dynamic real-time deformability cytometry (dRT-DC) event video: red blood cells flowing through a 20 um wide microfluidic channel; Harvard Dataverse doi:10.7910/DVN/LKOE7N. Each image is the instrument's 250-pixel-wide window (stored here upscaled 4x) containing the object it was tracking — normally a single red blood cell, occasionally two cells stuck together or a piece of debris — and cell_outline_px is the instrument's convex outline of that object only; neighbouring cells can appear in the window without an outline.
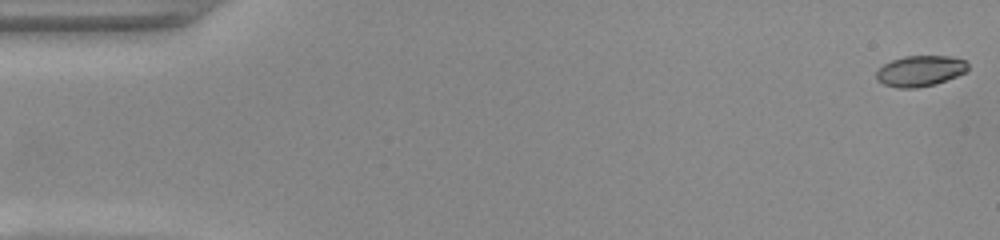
{"species": "common noctule bat (a hibernating species)", "species_latin": "Nyctalus noctula", "temperature_condition": "warm", "stored_images_in_passage": 50, "camera_frame_rate_fps": 3000, "um_per_image_px": 0.085, "animal": {"sex": "female", "body_mass_g": 22.0, "forearm_length_mm": 56.7}, "frame": {"image": 1, "passage_image": 1, "time_ms": 0.0, "image_size_px": [1000, 240], "cell_outline_px": [[968, 72], [936, 84], [916, 88], [896, 88], [884, 84], [876, 80], [876, 72], [884, 64], [892, 60], [904, 56], [948, 56], [964, 60], [968, 64]], "centroid_in_image_um": [78.22, 6.04], "position_along_channel_um": 6.8, "area_um2": 16.53}}
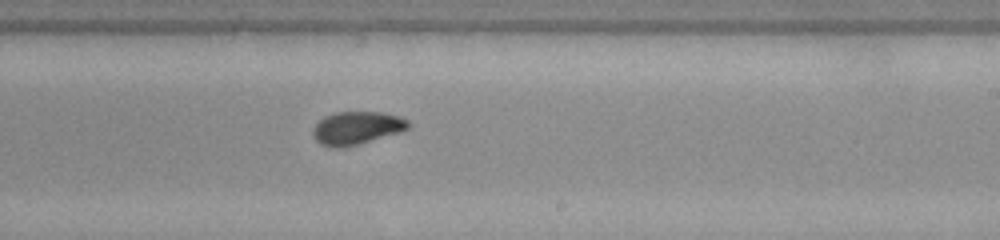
{"frame": {"image": 2, "passage_image": 30, "time_ms": 9.667, "image_size_px": [1000, 240], "cell_outline_px": [[412, 124], [408, 128], [400, 132], [344, 148], [332, 148], [320, 144], [316, 140], [312, 132], [316, 124], [324, 116], [336, 112], [380, 112], [400, 116], [408, 120]], "centroid_in_image_um": [30.33, 10.88], "position_along_channel_um": 258.7, "area_um2": 18.38}}
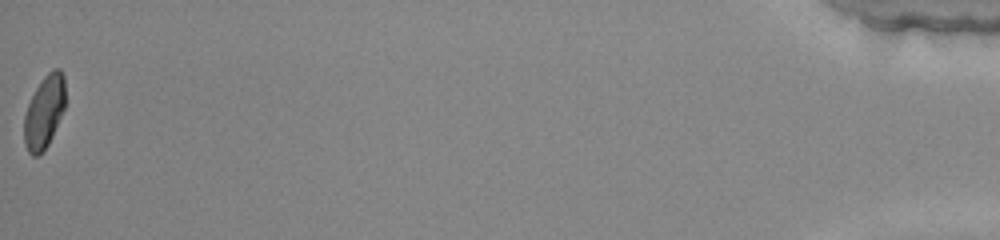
{"frame": {"image": 3, "passage_image": 50, "time_ms": 16.333, "image_size_px": [1000, 240], "cell_outline_px": [[64, 108], [52, 136], [48, 144], [36, 156], [32, 156], [28, 152], [24, 144], [24, 116], [28, 104], [36, 88], [44, 76], [52, 68], [60, 68], [64, 76]], "centroid_in_image_um": [3.75, 9.49], "position_along_channel_um": 431.5, "area_um2": 17.22}, "authors_computed_cell_mechanics": {"area_um2": 17.8024, "velocity_mm_per_s": 4.1371, "shape_relaxation_time_tau1_ms": 4.5424, "shape_relaxation_time_tau2_ms": 1.3913, "deformation_change_tau1": 0.161, "deformation_change_tau2": 0.0455}}